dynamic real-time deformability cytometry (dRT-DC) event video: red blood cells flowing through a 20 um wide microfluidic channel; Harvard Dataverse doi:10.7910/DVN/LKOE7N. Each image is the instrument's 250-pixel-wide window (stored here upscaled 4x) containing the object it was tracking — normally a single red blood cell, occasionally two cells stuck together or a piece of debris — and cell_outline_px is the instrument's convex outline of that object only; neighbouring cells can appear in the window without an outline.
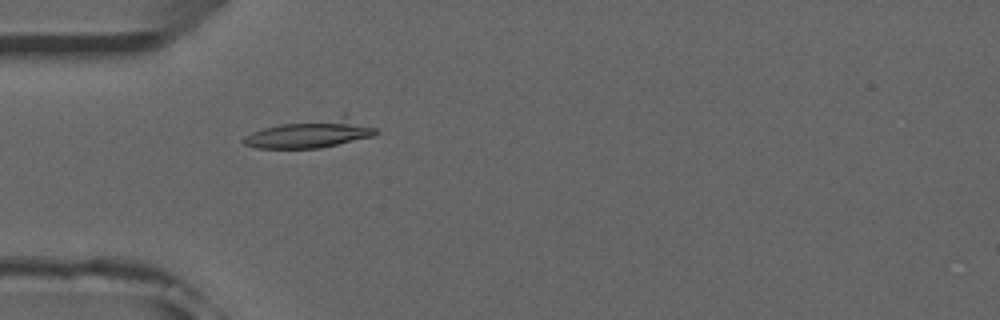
{"species": "common noctule bat (a hibernating species)", "species_latin": "Nyctalus noctula", "temperature_condition": "room temperature", "stored_images_in_passage": 52, "camera_frame_rate_fps": 3000, "um_per_image_px": 0.085, "animal": {"sex": "male", "forearm_length_mm": 52.5}, "frame": {"image": 1, "passage_image": 16, "time_ms": 5.0, "image_size_px": [1000, 320], "cell_outline_px": [[380, 132], [372, 136], [320, 148], [256, 148], [244, 144], [240, 140], [244, 136], [252, 132], [264, 128], [280, 124], [344, 112], [376, 128]], "centroid_in_image_um": [26.46, 11.3], "position_along_channel_um": 58.5, "area_um2": 22.66}}
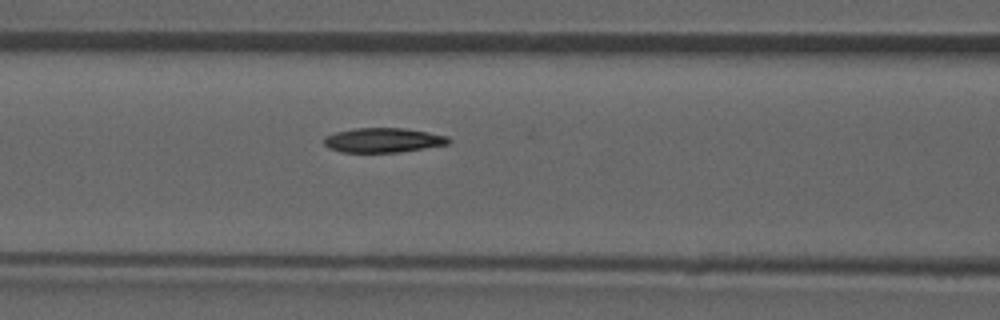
{"frame": {"image": 2, "passage_image": 22, "time_ms": 7.0, "image_size_px": [1000, 320], "cell_outline_px": [[452, 140], [448, 144], [400, 152], [340, 152], [328, 148], [324, 144], [324, 136], [336, 132], [356, 128], [404, 128], [428, 132], [448, 136]], "centroid_in_image_um": [32.56, 11.91], "position_along_channel_um": 134.0, "area_um2": 17.86}}
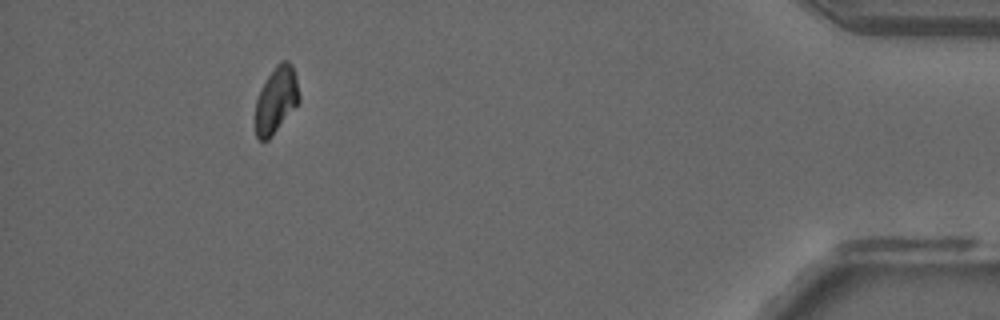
{"frame": {"image": 3, "passage_image": 48, "time_ms": 15.667, "image_size_px": [1000, 320], "cell_outline_px": [[300, 100], [272, 136], [268, 140], [260, 140], [256, 136], [256, 100], [268, 76], [276, 64], [280, 60], [288, 60], [292, 64], [296, 76], [300, 96]], "centroid_in_image_um": [23.49, 8.46], "position_along_channel_um": 411.7, "area_um2": 16.7}}